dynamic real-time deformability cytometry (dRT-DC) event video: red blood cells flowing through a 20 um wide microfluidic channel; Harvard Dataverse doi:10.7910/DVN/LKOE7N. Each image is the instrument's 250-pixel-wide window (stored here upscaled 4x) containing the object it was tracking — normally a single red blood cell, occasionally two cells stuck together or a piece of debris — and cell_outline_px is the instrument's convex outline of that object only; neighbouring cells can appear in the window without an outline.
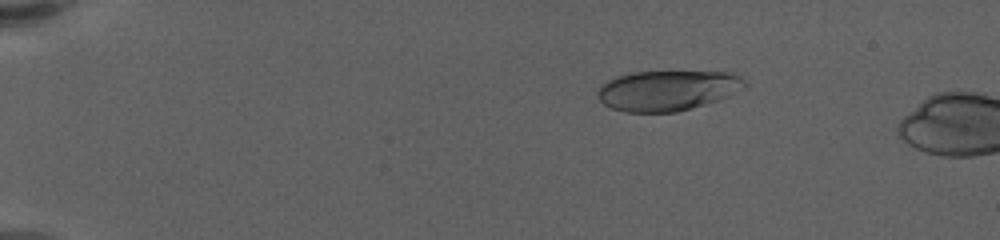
{"species": "human", "species_latin": "Homo sapiens", "temperature_condition": "warm", "stored_images_in_passage": 17, "camera_frame_rate_fps": 3000, "um_per_image_px": 0.085, "donor": {"sex": "female"}, "frame": {"image": 1, "passage_image": 12, "time_ms": 3.667, "image_size_px": [1000, 240], "cell_outline_px": [[748, 84], [728, 96], [720, 100], [676, 112], [624, 112], [612, 108], [604, 104], [596, 96], [596, 92], [600, 84], [616, 76], [628, 72], [732, 72], [740, 76]], "centroid_in_image_um": [56.69, 7.69], "position_along_channel_um": 28.3, "area_um2": 34.68}}